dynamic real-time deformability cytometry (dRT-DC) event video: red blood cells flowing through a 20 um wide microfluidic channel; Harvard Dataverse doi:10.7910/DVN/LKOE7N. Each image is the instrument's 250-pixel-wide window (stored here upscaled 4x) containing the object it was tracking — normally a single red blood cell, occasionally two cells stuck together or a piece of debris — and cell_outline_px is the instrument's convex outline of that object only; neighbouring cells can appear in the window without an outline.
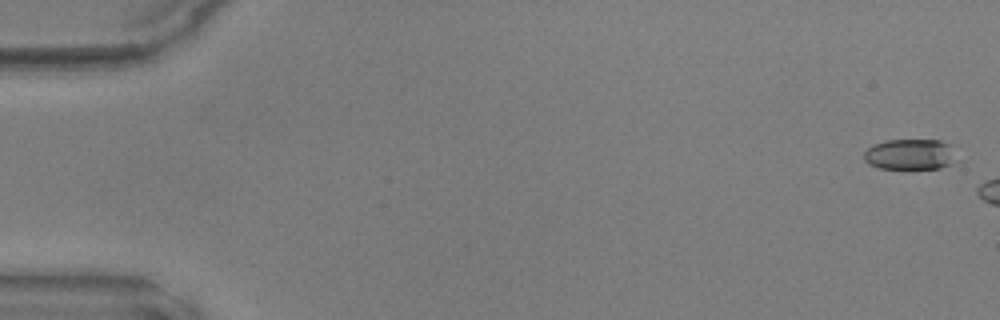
{"species": "common noctule bat (a hibernating species)", "species_latin": "Nyctalus noctula", "temperature_condition": "warm", "stored_images_in_passage": 5, "camera_frame_rate_fps": 3000, "um_per_image_px": 0.085, "animal": {"sex": "male", "body_mass_g": 17.9, "forearm_length_mm": 54.2}, "frame": {"image": 1, "passage_image": 1, "time_ms": 0.0, "image_size_px": [1000, 320], "cell_outline_px": [[952, 164], [940, 168], [880, 168], [868, 164], [864, 160], [864, 152], [872, 144], [884, 140], [940, 140], [952, 144]], "centroid_in_image_um": [77.3, 13.1], "position_along_channel_um": 7.7, "area_um2": 16.47}}